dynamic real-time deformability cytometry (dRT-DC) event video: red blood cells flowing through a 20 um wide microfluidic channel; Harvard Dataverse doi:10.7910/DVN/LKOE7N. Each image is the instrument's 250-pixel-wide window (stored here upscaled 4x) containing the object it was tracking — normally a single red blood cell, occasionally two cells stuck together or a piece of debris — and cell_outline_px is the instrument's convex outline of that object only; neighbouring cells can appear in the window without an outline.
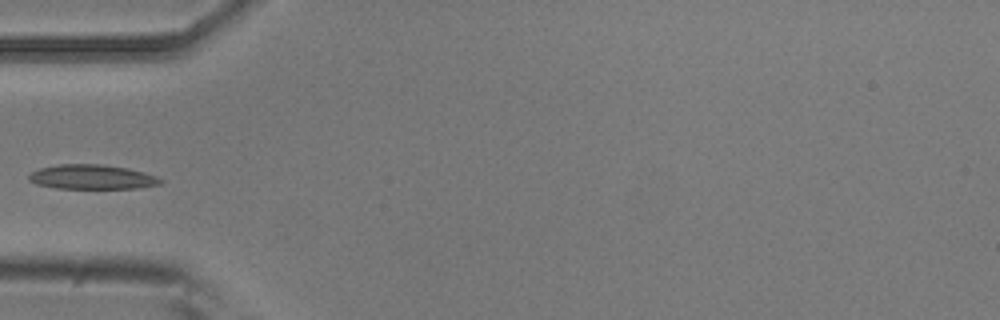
{"species": "common noctule bat (a hibernating species)", "species_latin": "Nyctalus noctula", "temperature_condition": "room temperature", "stored_images_in_passage": 6, "camera_frame_rate_fps": 3000, "um_per_image_px": 0.085, "animal": {"sex": "male", "body_mass_g": 20.5, "forearm_length_mm": 52.5}, "frame": {"image": 1, "passage_image": 5, "time_ms": 1.333, "image_size_px": [1000, 320], "cell_outline_px": [[164, 180], [160, 184], [136, 188], [56, 188], [36, 184], [28, 180], [28, 176], [32, 172], [40, 168], [60, 164], [100, 164], [128, 168], [144, 172], [156, 176]], "centroid_in_image_um": [7.82, 15.04], "position_along_channel_um": 77.2, "area_um2": 18.73}}
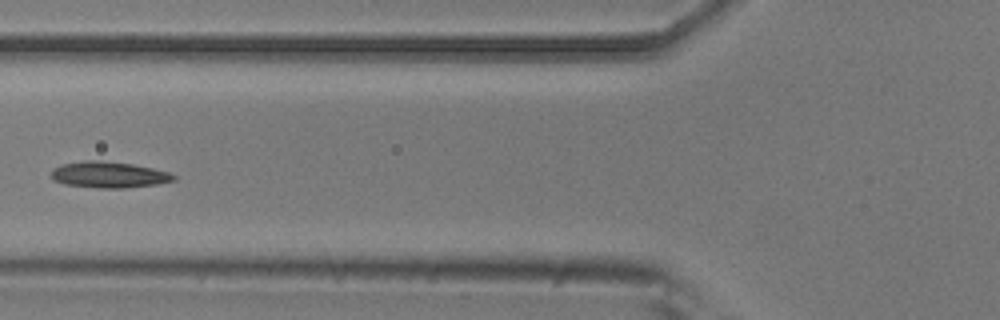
{"frame": {"image": 2, "passage_image": 6, "time_ms": 1.667, "image_size_px": [1000, 320], "cell_outline_px": [[176, 180], [156, 184], [124, 188], [100, 188], [64, 184], [52, 180], [52, 172], [56, 168], [64, 164], [84, 160], [100, 160], [132, 164], [152, 168], [168, 172], [176, 176]], "centroid_in_image_um": [9.27, 14.85], "position_along_channel_um": 116.5, "area_um2": 18.5}}